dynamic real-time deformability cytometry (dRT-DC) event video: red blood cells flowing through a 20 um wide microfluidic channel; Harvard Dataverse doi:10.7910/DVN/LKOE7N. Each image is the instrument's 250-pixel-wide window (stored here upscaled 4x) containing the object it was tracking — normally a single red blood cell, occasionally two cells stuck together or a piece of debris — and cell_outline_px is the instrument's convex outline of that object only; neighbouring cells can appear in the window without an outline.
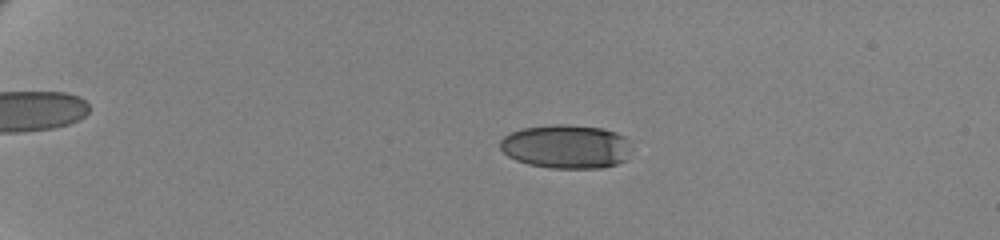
{"species": "human", "species_latin": "Homo sapiens", "temperature_condition": "cold", "stored_images_in_passage": 63, "camera_frame_rate_fps": 3000, "um_per_image_px": 0.085, "donor": {"sex": "female"}, "frame": {"image": 1, "passage_image": 17, "time_ms": 5.333, "image_size_px": [1000, 240], "cell_outline_px": [[628, 160], [616, 164], [600, 168], [548, 168], [528, 164], [516, 160], [508, 156], [500, 148], [500, 140], [504, 136], [512, 132], [524, 128], [552, 124], [568, 124], [604, 128], [616, 132], [624, 136]], "centroid_in_image_um": [48.08, 12.45], "position_along_channel_um": 36.9, "area_um2": 33.41}}
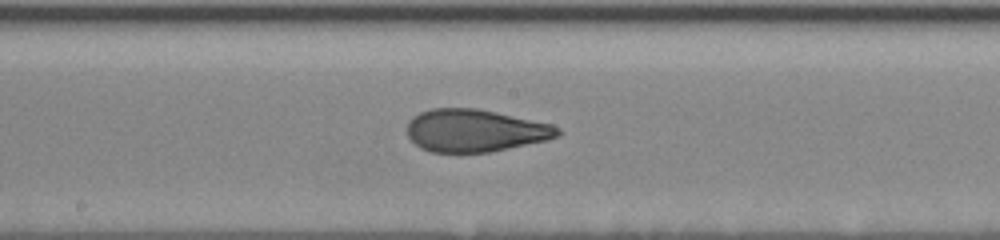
{"frame": {"image": 2, "passage_image": 39, "time_ms": 12.667, "image_size_px": [1000, 240], "cell_outline_px": [[560, 136], [548, 140], [492, 152], [432, 152], [420, 148], [408, 136], [408, 120], [412, 116], [420, 112], [432, 108], [476, 108], [496, 112], [552, 124], [560, 128]], "centroid_in_image_um": [40.39, 11.1], "position_along_channel_um": 207.8, "area_um2": 37.45}}
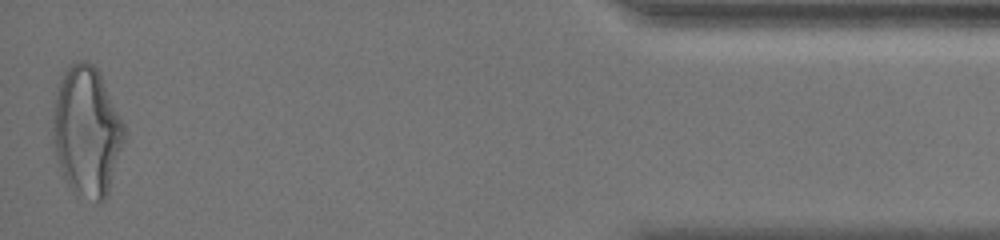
{"frame": {"image": 3, "passage_image": 63, "time_ms": 20.667, "image_size_px": [1000, 240], "cell_outline_px": [[124, 140], [108, 196], [100, 204], [72, 192], [64, 176], [56, 152], [52, 136], [52, 124], [56, 96], [64, 72], [72, 64], [80, 60], [88, 60], [96, 68], [124, 124]], "centroid_in_image_um": [7.38, 11.22], "position_along_channel_um": 427.8, "area_um2": 53.18}, "authors_computed_cell_mechanics": {"area_um2": 37.281, "velocity_mm_per_s": 3.4619, "shape_relaxation_time_tau1_ms": 7.503, "shape_relaxation_time_tau2_ms": 1.1392, "deformation_change_tau1": 0.2096, "deformation_change_tau2": 0.0876}}